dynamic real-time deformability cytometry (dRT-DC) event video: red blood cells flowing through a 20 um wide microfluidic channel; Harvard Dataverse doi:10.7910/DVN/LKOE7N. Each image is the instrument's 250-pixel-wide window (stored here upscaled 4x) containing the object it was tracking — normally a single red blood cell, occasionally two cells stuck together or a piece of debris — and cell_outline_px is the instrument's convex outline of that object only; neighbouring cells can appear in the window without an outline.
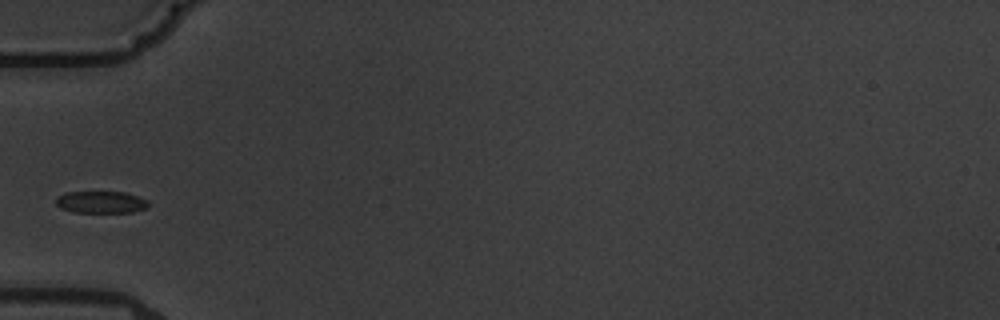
{"species": "common noctule bat (a hibernating species)", "species_latin": "Nyctalus noctula", "temperature_condition": "warm", "stored_images_in_passage": 3, "camera_frame_rate_fps": 3000, "um_per_image_px": 0.085, "animal": {"sex": "male", "body_mass_g": 19.5, "forearm_length_mm": 54.6}, "frame": {"image": 1, "passage_image": 3, "time_ms": 2.333, "image_size_px": [1000, 320], "cell_outline_px": [[148, 208], [136, 212], [72, 212], [60, 208], [56, 204], [56, 196], [64, 192], [124, 192], [148, 200]], "centroid_in_image_um": [8.57, 17.18], "position_along_channel_um": 76.4, "area_um2": 11.96}}